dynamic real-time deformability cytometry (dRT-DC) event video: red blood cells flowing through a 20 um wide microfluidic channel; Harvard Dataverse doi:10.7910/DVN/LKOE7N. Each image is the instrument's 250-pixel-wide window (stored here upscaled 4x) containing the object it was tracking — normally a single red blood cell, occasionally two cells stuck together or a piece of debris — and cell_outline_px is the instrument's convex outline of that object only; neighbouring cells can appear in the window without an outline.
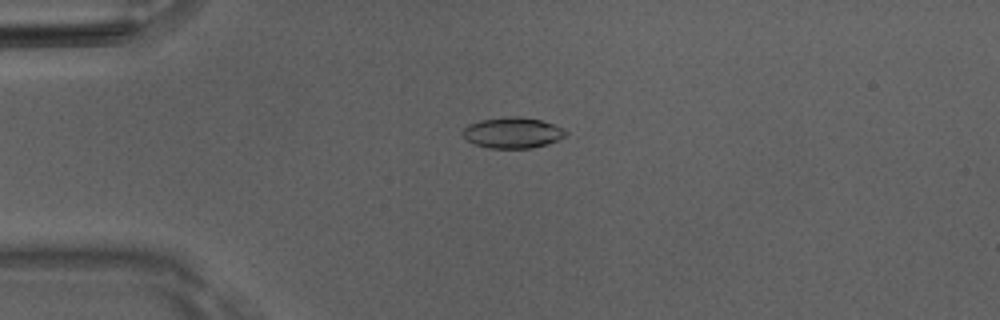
{"species": "Egyptian fruit bat (a non-hibernating species)", "species_latin": "Rousettus aegyptiacus", "temperature_condition": "room temperature", "stored_images_in_passage": 51, "camera_frame_rate_fps": 3000, "um_per_image_px": 0.085, "animal": {"sex": "male"}, "frame": {"image": 1, "passage_image": 13, "time_ms": 4.0, "image_size_px": [1000, 320], "cell_outline_px": [[568, 132], [564, 136], [548, 144], [532, 148], [488, 148], [476, 144], [468, 140], [460, 132], [468, 124], [480, 120], [508, 116], [520, 116], [540, 120], [564, 128]], "centroid_in_image_um": [43.56, 11.27], "position_along_channel_um": 41.4, "area_um2": 18.5}}
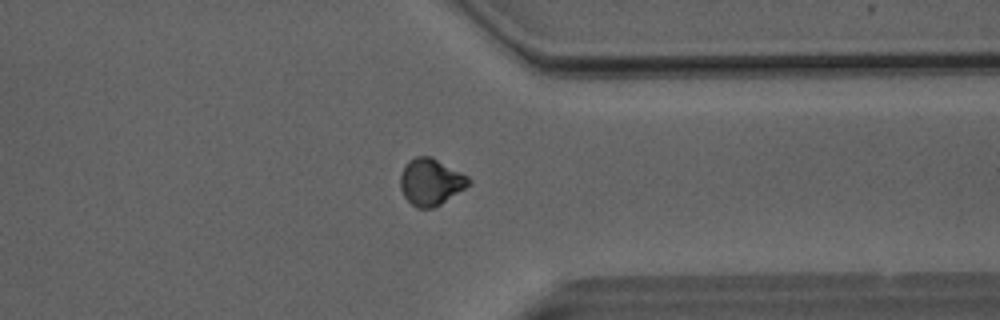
{"frame": {"image": 2, "passage_image": 40, "time_ms": 13.0, "image_size_px": [1000, 320], "cell_outline_px": [[472, 180], [464, 188], [440, 204], [432, 208], [416, 208], [404, 196], [400, 188], [400, 176], [404, 164], [408, 160], [416, 156], [432, 156], [468, 176]], "centroid_in_image_um": [36.58, 15.44], "position_along_channel_um": 374.8, "area_um2": 18.55}}
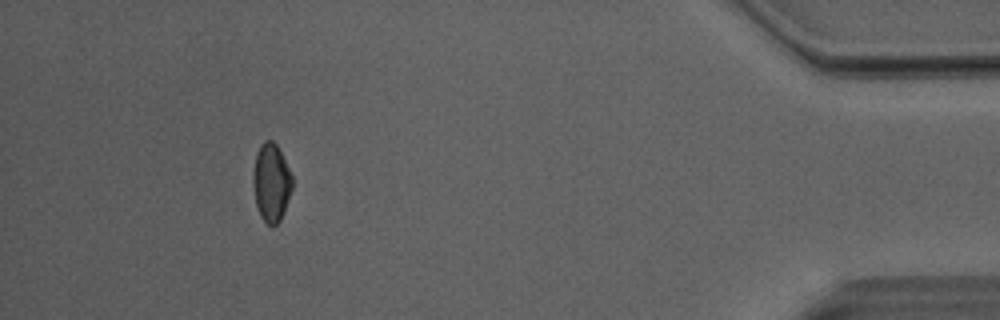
{"frame": {"image": 3, "passage_image": 47, "time_ms": 15.333, "image_size_px": [1000, 320], "cell_outline_px": [[292, 188], [280, 220], [272, 228], [260, 216], [256, 204], [252, 184], [252, 176], [256, 152], [260, 144], [264, 140], [272, 140], [276, 144], [292, 176]], "centroid_in_image_um": [23.02, 15.51], "position_along_channel_um": 412.2, "area_um2": 17.74}, "authors_computed_cell_mechanics": {"area_um2": 18.5538, "velocity_mm_per_s": 4.0572, "shape_relaxation_time_tau1_ms": 5.7385, "shape_relaxation_time_tau2_ms": null, "deformation_change_tau1": 0.1414, "deformation_change_tau2": null}}